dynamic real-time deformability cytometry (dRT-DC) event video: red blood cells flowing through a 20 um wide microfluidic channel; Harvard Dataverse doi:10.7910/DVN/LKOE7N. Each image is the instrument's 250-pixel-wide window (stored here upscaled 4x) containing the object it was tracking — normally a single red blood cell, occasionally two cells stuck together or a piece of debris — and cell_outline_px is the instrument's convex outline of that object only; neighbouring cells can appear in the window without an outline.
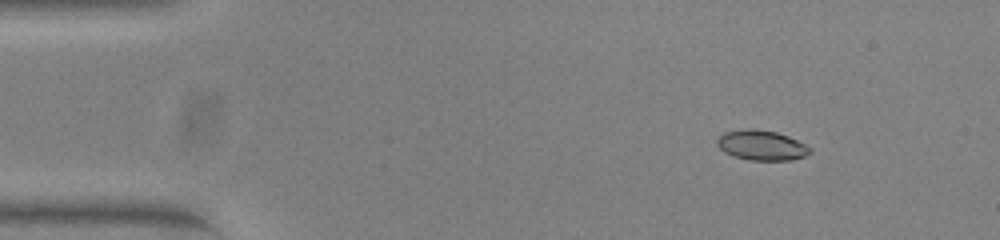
{"species": "common noctule bat (a hibernating species)", "species_latin": "Nyctalus noctula", "temperature_condition": "warm", "stored_images_in_passage": 40, "camera_frame_rate_fps": 3000, "um_per_image_px": 0.085, "animal": {"sex": "female", "body_mass_g": 23.0, "forearm_length_mm": 53.4}, "frame": {"image": 1, "passage_image": 6, "time_ms": 1.667, "image_size_px": [1000, 240], "cell_outline_px": [[812, 152], [804, 156], [792, 160], [752, 160], [732, 156], [724, 152], [716, 144], [716, 140], [724, 132], [748, 128], [776, 132], [788, 136], [812, 148]], "centroid_in_image_um": [64.72, 12.35], "position_along_channel_um": 20.3, "area_um2": 16.18}}
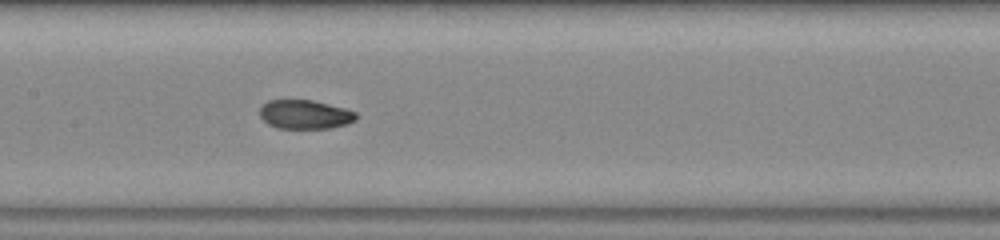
{"frame": {"image": 2, "passage_image": 25, "time_ms": 8.0, "image_size_px": [1000, 240], "cell_outline_px": [[356, 120], [344, 124], [328, 128], [280, 128], [268, 124], [260, 116], [260, 108], [268, 100], [312, 100], [344, 108], [356, 112]], "centroid_in_image_um": [25.9, 9.72], "position_along_channel_um": 181.5, "area_um2": 16.01}}
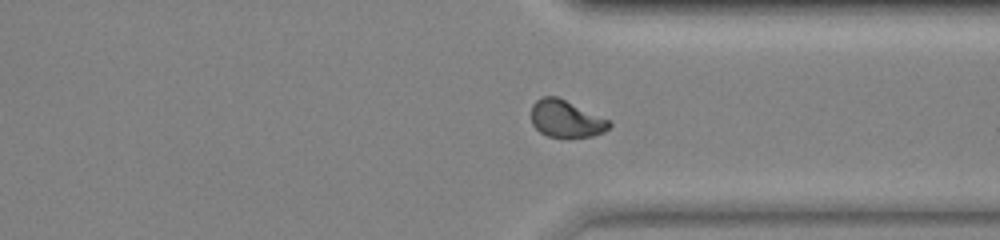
{"frame": {"image": 3, "passage_image": 39, "time_ms": 12.667, "image_size_px": [1000, 240], "cell_outline_px": [[612, 124], [604, 132], [592, 136], [568, 140], [548, 136], [540, 132], [532, 124], [532, 104], [536, 100], [544, 96], [556, 96], [608, 120]], "centroid_in_image_um": [48.09, 10.15], "position_along_channel_um": 363.3, "area_um2": 16.99}, "authors_computed_cell_mechanics": {"area_um2": 16.6464, "velocity_mm_per_s": 3.8983, "shape_relaxation_time_tau1_ms": 7.15, "shape_relaxation_time_tau2_ms": 1.0626, "deformation_change_tau1": 0.1842, "deformation_change_tau2": 0.049}}